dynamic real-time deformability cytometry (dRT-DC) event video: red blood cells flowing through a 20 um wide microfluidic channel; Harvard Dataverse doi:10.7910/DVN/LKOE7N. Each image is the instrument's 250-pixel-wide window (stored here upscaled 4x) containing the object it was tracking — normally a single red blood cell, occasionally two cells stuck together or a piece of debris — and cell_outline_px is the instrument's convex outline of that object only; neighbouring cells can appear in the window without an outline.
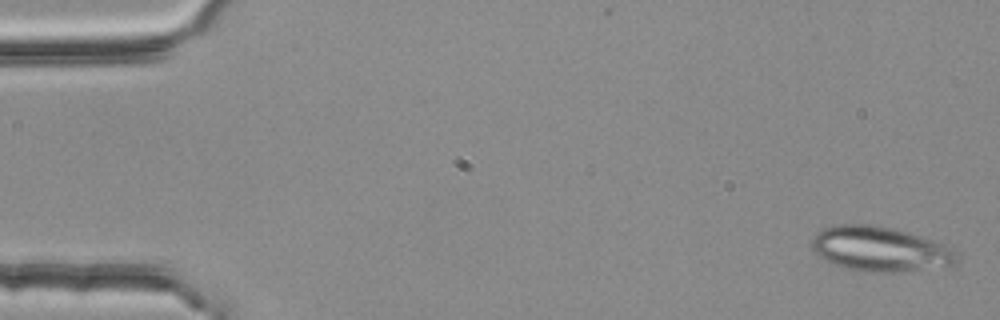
{"species": "common noctule bat (a hibernating species)", "species_latin": "Nyctalus noctula", "temperature_condition": "room temperature", "stored_images_in_passage": 4, "camera_frame_rate_fps": 3000, "um_per_image_px": 0.085, "animal": {"sex": "female", "body_mass_g": 25.1}, "frame": {"image": 1, "passage_image": 1, "time_ms": 0.0, "image_size_px": [1000, 320], "cell_outline_px": [[960, 260], [952, 264], [892, 272], [864, 272], [840, 268], [824, 260], [816, 252], [812, 244], [812, 240], [816, 232], [820, 228], [836, 224], [872, 224], [892, 228], [908, 232], [944, 244], [960, 252]], "centroid_in_image_um": [74.77, 21.15], "position_along_channel_um": 10.2, "area_um2": 37.97}}